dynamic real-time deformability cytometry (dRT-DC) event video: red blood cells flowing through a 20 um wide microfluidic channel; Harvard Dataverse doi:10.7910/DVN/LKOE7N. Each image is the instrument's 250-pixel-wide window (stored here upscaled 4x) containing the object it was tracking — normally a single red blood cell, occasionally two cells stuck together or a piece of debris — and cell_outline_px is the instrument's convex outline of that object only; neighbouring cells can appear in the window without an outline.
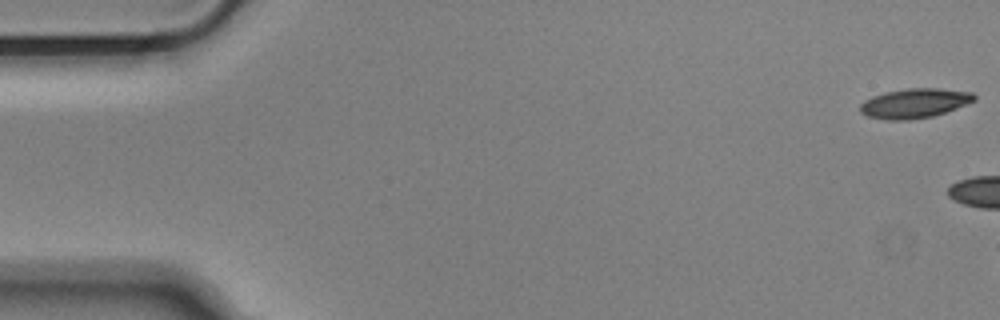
{"species": "Egyptian fruit bat (a non-hibernating species)", "species_latin": "Rousettus aegyptiacus", "temperature_condition": "cold", "stored_images_in_passage": 5, "camera_frame_rate_fps": 3000, "um_per_image_px": 0.085, "animal": {"sex": "male"}, "frame": {"image": 1, "passage_image": 1, "time_ms": 0.0, "image_size_px": [1000, 320], "cell_outline_px": [[976, 100], [968, 104], [932, 116], [908, 120], [888, 120], [868, 116], [860, 112], [860, 104], [864, 100], [872, 96], [884, 92], [908, 88], [940, 88], [972, 92], [976, 96]], "centroid_in_image_um": [77.74, 8.77], "position_along_channel_um": 7.3, "area_um2": 19.71}}